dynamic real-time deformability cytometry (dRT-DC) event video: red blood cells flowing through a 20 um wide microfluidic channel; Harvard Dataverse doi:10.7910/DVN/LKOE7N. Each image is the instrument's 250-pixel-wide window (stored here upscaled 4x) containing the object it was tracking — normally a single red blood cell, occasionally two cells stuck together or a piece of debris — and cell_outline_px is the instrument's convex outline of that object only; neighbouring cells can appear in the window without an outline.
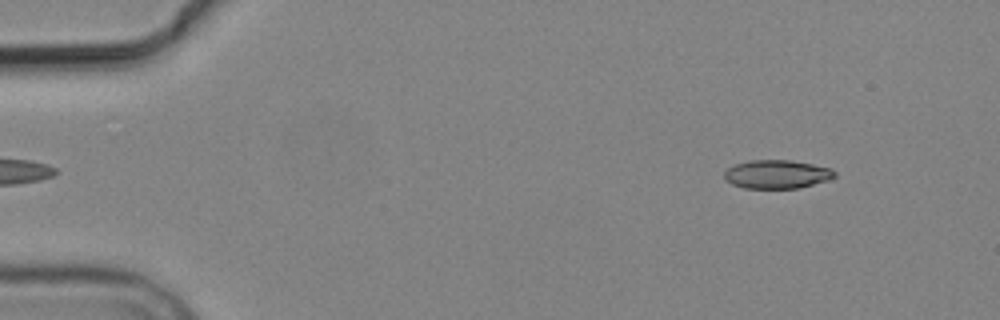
{"species": "common noctule bat (a hibernating species)", "species_latin": "Nyctalus noctula", "temperature_condition": "cold", "stored_images_in_passage": 2, "camera_frame_rate_fps": 3000, "um_per_image_px": 0.085, "animal": {"sex": "male", "body_mass_g": 19.2, "forearm_length_mm": 51.8}, "frame": {"image": 1, "passage_image": 2, "time_ms": 1.0, "image_size_px": [1000, 320], "cell_outline_px": [[836, 176], [828, 180], [800, 188], [744, 188], [732, 184], [724, 180], [724, 172], [728, 168], [736, 164], [748, 160], [792, 160], [832, 168], [836, 172]], "centroid_in_image_um": [66.04, 14.81], "position_along_channel_um": 19.0, "area_um2": 18.5}}